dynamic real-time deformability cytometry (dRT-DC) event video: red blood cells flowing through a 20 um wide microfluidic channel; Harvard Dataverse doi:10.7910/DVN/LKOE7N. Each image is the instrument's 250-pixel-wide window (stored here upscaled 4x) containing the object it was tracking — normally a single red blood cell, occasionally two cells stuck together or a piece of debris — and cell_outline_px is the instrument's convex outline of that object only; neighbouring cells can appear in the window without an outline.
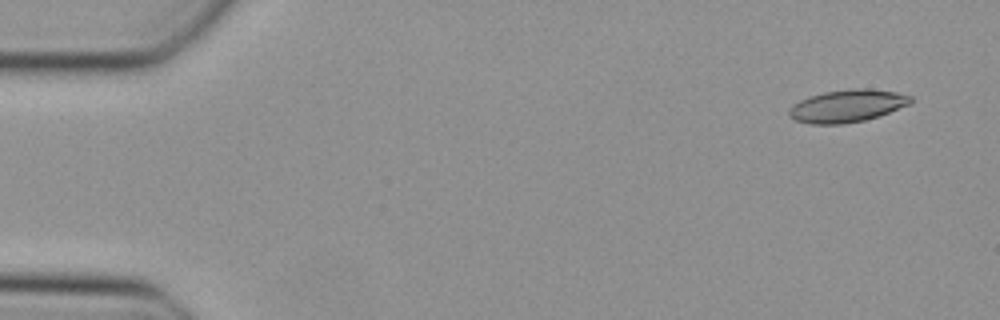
{"species": "Egyptian fruit bat (a non-hibernating species)", "species_latin": "Rousettus aegyptiacus", "temperature_condition": "cold", "stored_images_in_passage": 47, "camera_frame_rate_fps": 3000, "um_per_image_px": 0.085, "animal": {"sex": "female"}, "frame": {"image": 1, "passage_image": 2, "time_ms": 0.333, "image_size_px": [1000, 320], "cell_outline_px": [[912, 104], [864, 120], [844, 124], [812, 124], [796, 120], [788, 116], [788, 108], [792, 104], [800, 100], [824, 92], [852, 88], [868, 88], [896, 92], [912, 96]], "centroid_in_image_um": [72.0, 9.0], "position_along_channel_um": 13.0, "area_um2": 23.0}}
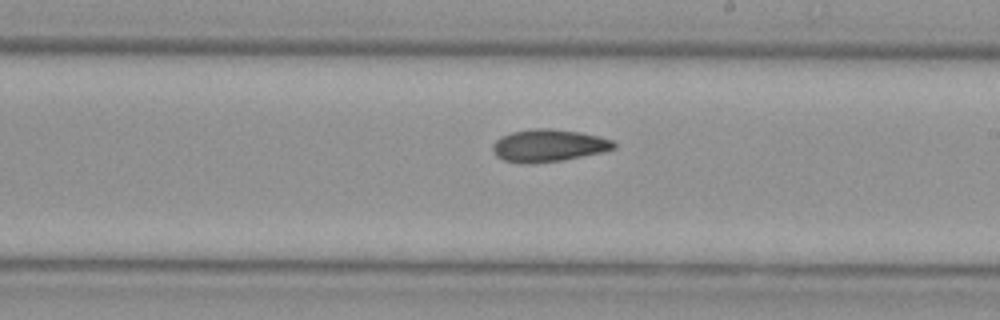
{"frame": {"image": 2, "passage_image": 27, "time_ms": 8.667, "image_size_px": [1000, 320], "cell_outline_px": [[616, 148], [600, 152], [564, 160], [528, 164], [520, 164], [504, 160], [496, 156], [492, 148], [492, 144], [500, 136], [512, 132], [536, 128], [548, 128], [580, 132], [600, 136], [612, 140], [616, 144]], "centroid_in_image_um": [46.6, 12.37], "position_along_channel_um": 242.4, "area_um2": 22.95}}
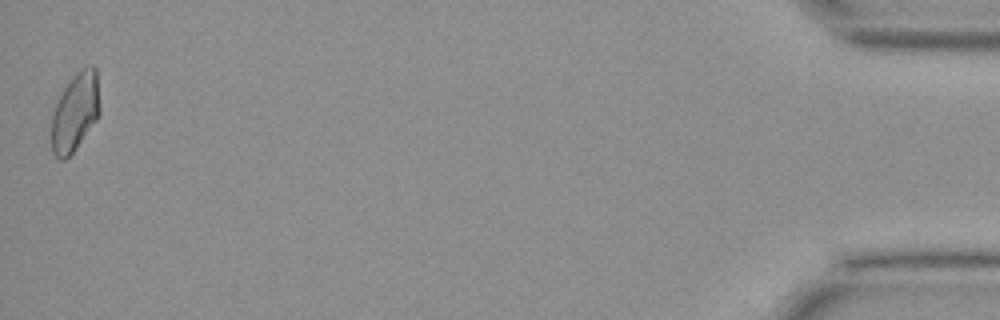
{"frame": {"image": 3, "passage_image": 47, "time_ms": 15.333, "image_size_px": [1000, 320], "cell_outline_px": [[100, 112], [96, 120], [72, 152], [64, 160], [60, 160], [52, 152], [52, 112], [64, 88], [72, 76], [80, 68], [88, 64], [92, 64], [96, 68], [100, 104]], "centroid_in_image_um": [6.4, 9.46], "position_along_channel_um": 428.8, "area_um2": 21.96}}